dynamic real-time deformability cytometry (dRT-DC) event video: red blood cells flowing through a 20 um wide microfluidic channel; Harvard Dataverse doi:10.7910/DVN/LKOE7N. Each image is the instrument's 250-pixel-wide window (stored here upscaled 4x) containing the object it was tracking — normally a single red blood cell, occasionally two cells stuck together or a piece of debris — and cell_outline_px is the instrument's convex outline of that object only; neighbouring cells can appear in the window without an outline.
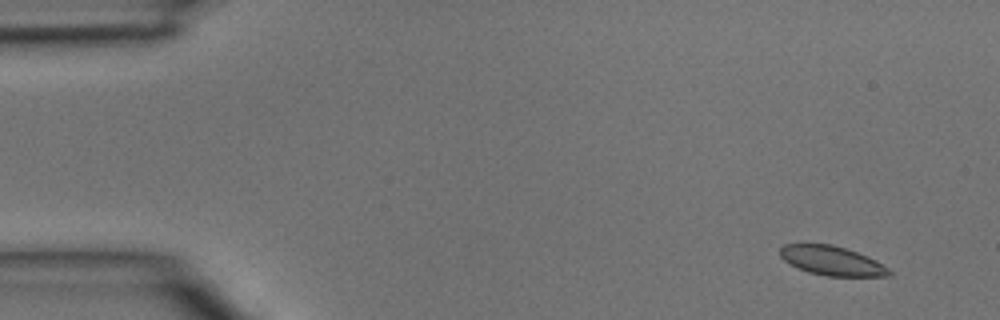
{"species": "common noctule bat (a hibernating species)", "species_latin": "Nyctalus noctula", "temperature_condition": "room temperature", "stored_images_in_passage": 4, "camera_frame_rate_fps": 3000, "um_per_image_px": 0.085, "animal": {"sex": "male", "body_mass_g": 15.6}, "frame": {"image": 1, "passage_image": 1, "time_ms": 0.0, "image_size_px": [1000, 320], "cell_outline_px": [[892, 276], [828, 276], [808, 272], [784, 260], [780, 256], [780, 248], [784, 244], [832, 244], [868, 256], [876, 260], [888, 268], [892, 272]], "centroid_in_image_um": [70.73, 22.16], "position_along_channel_um": 14.3, "area_um2": 18.44}}